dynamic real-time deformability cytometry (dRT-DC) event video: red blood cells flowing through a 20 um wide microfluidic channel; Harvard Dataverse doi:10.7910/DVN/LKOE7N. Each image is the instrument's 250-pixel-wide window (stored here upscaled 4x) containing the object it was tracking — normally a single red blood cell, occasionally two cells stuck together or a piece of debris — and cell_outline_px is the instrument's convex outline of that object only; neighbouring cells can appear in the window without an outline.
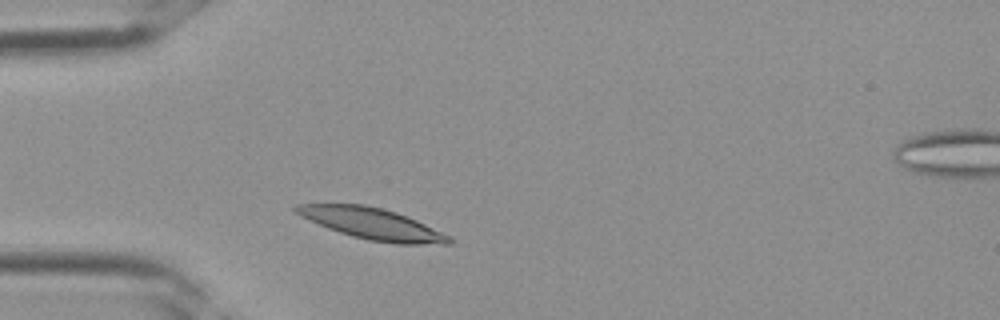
{"species": "Egyptian fruit bat (a non-hibernating species)", "species_latin": "Rousettus aegyptiacus", "temperature_condition": "room temperature", "stored_images_in_passage": 3, "camera_frame_rate_fps": 3000, "um_per_image_px": 0.085, "frame": {"image": 1, "passage_image": 2, "time_ms": 0.333, "image_size_px": [1000, 320], "cell_outline_px": [[456, 244], [396, 244], [368, 240], [352, 236], [328, 228], [300, 216], [292, 208], [296, 204], [364, 204], [396, 212], [408, 216], [452, 236], [456, 240]], "centroid_in_image_um": [31.72, 19.03], "position_along_channel_um": 53.3, "area_um2": 28.09}}